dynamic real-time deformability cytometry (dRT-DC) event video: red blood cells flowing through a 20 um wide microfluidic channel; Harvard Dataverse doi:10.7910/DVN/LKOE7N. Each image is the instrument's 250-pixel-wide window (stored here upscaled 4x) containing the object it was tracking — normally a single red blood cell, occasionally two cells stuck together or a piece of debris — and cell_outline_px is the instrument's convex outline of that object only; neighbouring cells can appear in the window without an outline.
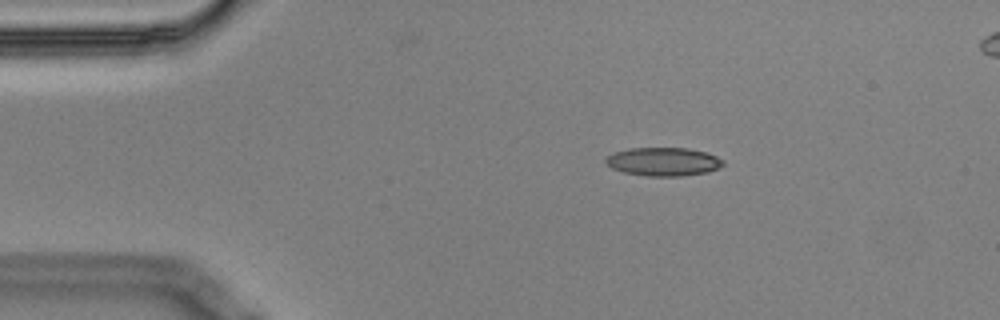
{"species": "Egyptian fruit bat (a non-hibernating species)", "species_latin": "Rousettus aegyptiacus", "temperature_condition": "cold", "stored_images_in_passage": 5, "segment_of_instrument_passage": [1, 2], "camera_frame_rate_fps": 3000, "um_per_image_px": 0.085, "animal": {"sex": "male"}, "frame": {"image": 1, "passage_image": 3, "time_ms": 0.667, "image_size_px": [1000, 320], "cell_outline_px": [[724, 164], [720, 168], [708, 172], [684, 176], [644, 176], [624, 172], [612, 168], [604, 160], [612, 152], [628, 148], [688, 148], [704, 152], [716, 156], [724, 160]], "centroid_in_image_um": [56.39, 13.74], "position_along_channel_um": 28.6, "area_um2": 19.59}}